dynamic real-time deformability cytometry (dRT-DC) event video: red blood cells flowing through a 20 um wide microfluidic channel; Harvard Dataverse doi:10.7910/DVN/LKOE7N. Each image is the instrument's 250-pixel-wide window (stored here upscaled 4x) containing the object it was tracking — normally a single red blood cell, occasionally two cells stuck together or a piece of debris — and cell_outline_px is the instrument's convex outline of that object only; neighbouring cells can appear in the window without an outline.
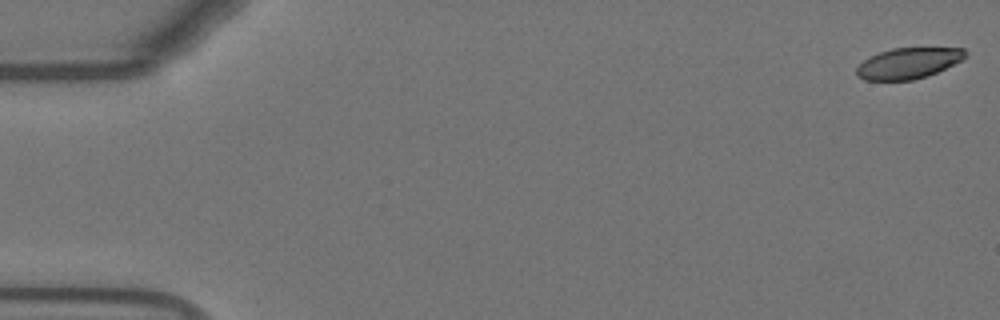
{"species": "Egyptian fruit bat (a non-hibernating species)", "species_latin": "Rousettus aegyptiacus", "temperature_condition": "warm", "stored_images_in_passage": 53, "camera_frame_rate_fps": 3000, "um_per_image_px": 0.085, "animal": {"sex": "female"}, "frame": {"image": 1, "passage_image": 1, "time_ms": 0.0, "image_size_px": [1000, 320], "cell_outline_px": [[968, 56], [928, 76], [912, 80], [864, 80], [856, 76], [856, 68], [868, 56], [892, 48], [964, 48], [968, 52]], "centroid_in_image_um": [77.18, 5.37], "position_along_channel_um": 7.8, "area_um2": 19.54}}
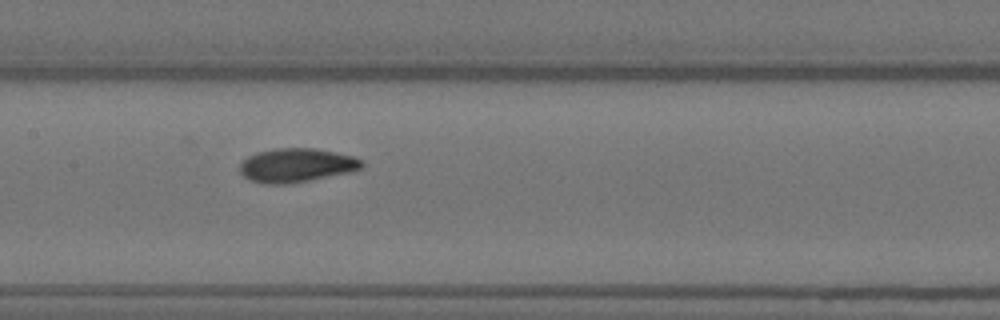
{"frame": {"image": 2, "passage_image": 27, "time_ms": 8.667, "image_size_px": [1000, 320], "cell_outline_px": [[364, 168], [348, 172], [308, 180], [280, 184], [272, 184], [252, 180], [244, 176], [240, 172], [240, 164], [248, 156], [256, 152], [276, 148], [316, 148], [336, 152], [352, 156], [364, 160]], "centroid_in_image_um": [25.23, 14.02], "position_along_channel_um": 182.2, "area_um2": 23.81}}
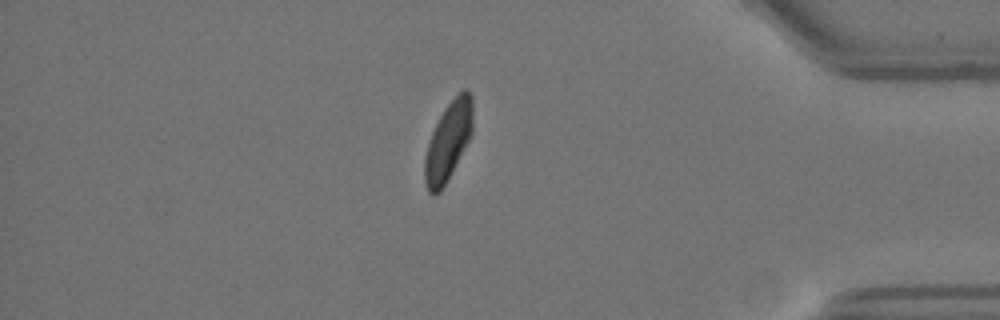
{"frame": {"image": 3, "passage_image": 47, "time_ms": 15.333, "image_size_px": [1000, 320], "cell_outline_px": [[472, 132], [468, 140], [440, 192], [428, 192], [424, 180], [424, 156], [428, 140], [444, 108], [464, 88], [468, 88], [472, 96]], "centroid_in_image_um": [38.08, 11.96], "position_along_channel_um": 397.1, "area_um2": 21.56}}